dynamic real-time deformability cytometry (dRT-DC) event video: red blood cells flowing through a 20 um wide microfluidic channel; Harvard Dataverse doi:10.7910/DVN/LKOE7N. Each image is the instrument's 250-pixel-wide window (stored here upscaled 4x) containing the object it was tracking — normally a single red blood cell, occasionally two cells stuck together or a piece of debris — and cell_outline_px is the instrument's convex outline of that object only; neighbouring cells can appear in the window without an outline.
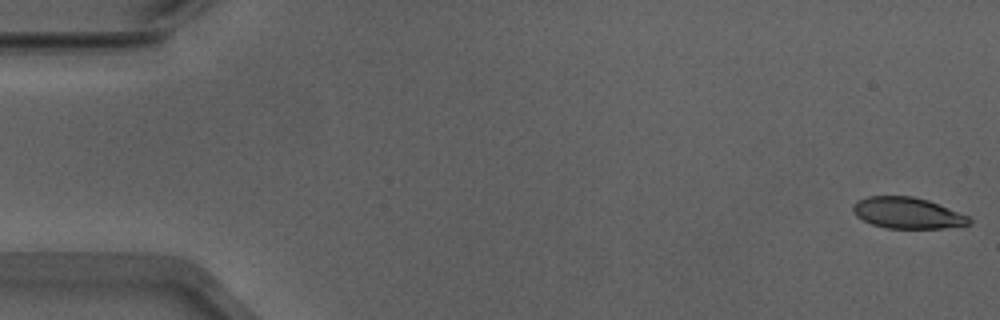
{"species": "Egyptian fruit bat (a non-hibernating species)", "species_latin": "Rousettus aegyptiacus", "temperature_condition": "warm", "stored_images_in_passage": 15, "camera_frame_rate_fps": 3000, "um_per_image_px": 0.085, "animal": {"sex": "male"}, "frame": {"image": 1, "passage_image": 1, "time_ms": 0.0, "image_size_px": [1000, 320], "cell_outline_px": [[972, 224], [944, 228], [888, 228], [872, 224], [856, 216], [852, 212], [852, 204], [856, 200], [868, 196], [912, 196], [928, 200], [968, 216], [972, 220]], "centroid_in_image_um": [77.1, 18.1], "position_along_channel_um": 7.9, "area_um2": 21.1}}
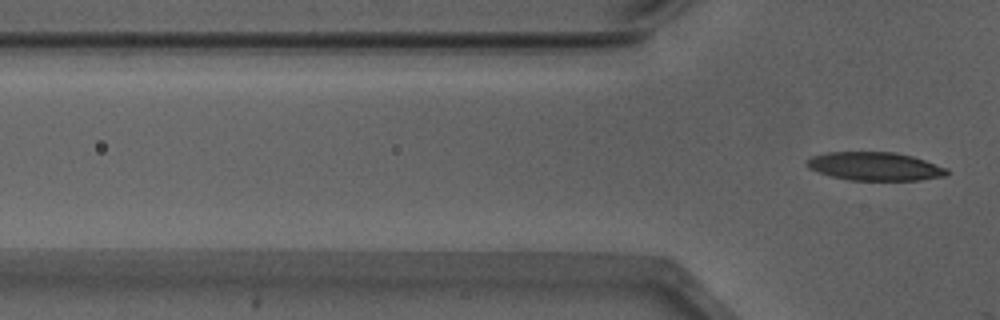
{"frame": {"image": 2, "passage_image": 15, "time_ms": 4.667, "image_size_px": [1000, 320], "cell_outline_px": [[948, 176], [920, 180], [848, 180], [832, 176], [808, 168], [804, 164], [804, 160], [812, 156], [828, 152], [896, 152], [912, 156], [948, 168]], "centroid_in_image_um": [74.36, 14.14], "position_along_channel_um": 51.4, "area_um2": 23.29}}